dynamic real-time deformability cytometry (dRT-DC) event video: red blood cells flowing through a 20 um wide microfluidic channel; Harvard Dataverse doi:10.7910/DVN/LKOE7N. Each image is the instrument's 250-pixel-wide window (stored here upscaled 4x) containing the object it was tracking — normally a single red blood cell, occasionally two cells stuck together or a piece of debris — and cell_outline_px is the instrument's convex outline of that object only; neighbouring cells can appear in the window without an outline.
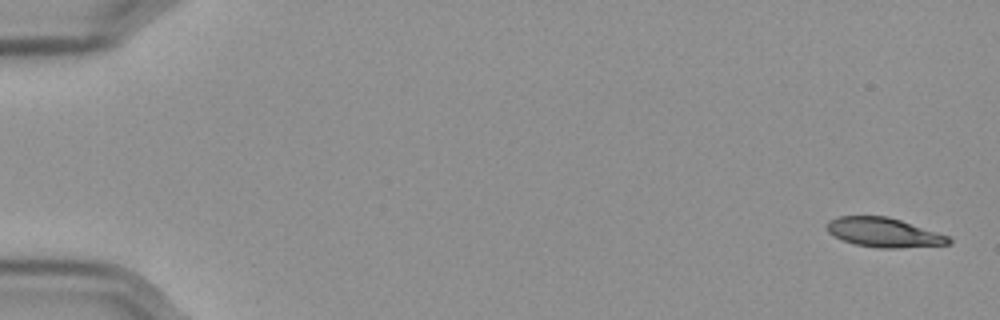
{"species": "Egyptian fruit bat (a non-hibernating species)", "species_latin": "Rousettus aegyptiacus", "temperature_condition": "cold", "stored_images_in_passage": 18, "camera_frame_rate_fps": 3000, "um_per_image_px": 0.085, "frame": {"image": 1, "passage_image": 1, "time_ms": 0.0, "image_size_px": [1000, 320], "cell_outline_px": [[952, 244], [896, 248], [880, 248], [856, 244], [844, 240], [828, 232], [824, 224], [828, 220], [840, 216], [888, 216], [948, 236], [952, 240]], "centroid_in_image_um": [75.1, 19.75], "position_along_channel_um": 9.9, "area_um2": 20.63}}
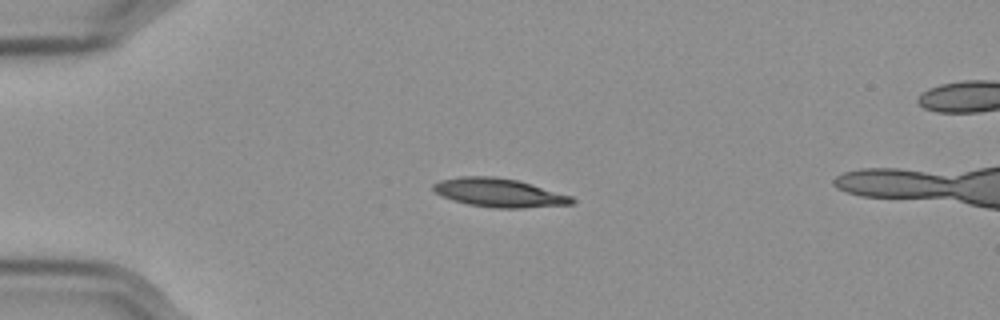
{"frame": {"image": 2, "passage_image": 14, "time_ms": 4.333, "image_size_px": [1000, 320], "cell_outline_px": [[576, 200], [572, 204], [524, 208], [496, 208], [468, 204], [452, 200], [440, 196], [432, 188], [432, 184], [440, 180], [460, 176], [492, 176], [516, 180], [532, 184], [572, 196]], "centroid_in_image_um": [42.41, 16.38], "position_along_channel_um": 42.6, "area_um2": 23.18}}